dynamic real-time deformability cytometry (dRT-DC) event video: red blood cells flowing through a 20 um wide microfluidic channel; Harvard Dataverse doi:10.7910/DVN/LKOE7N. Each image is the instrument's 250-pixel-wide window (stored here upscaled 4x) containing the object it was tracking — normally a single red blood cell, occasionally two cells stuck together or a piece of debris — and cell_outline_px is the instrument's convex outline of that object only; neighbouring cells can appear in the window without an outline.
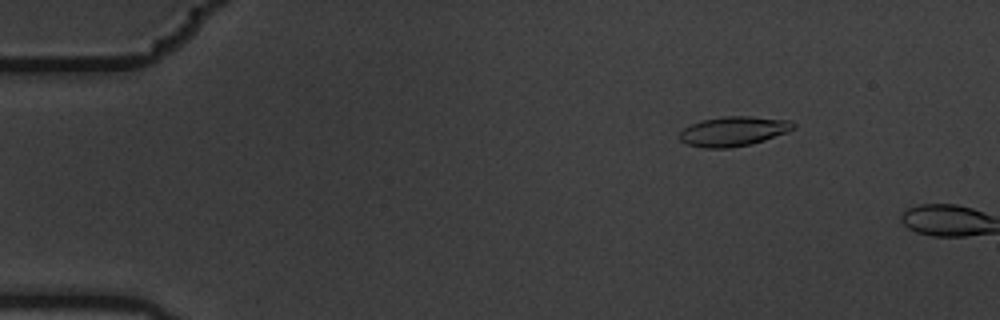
{"species": "common noctule bat (a hibernating species)", "species_latin": "Nyctalus noctula", "temperature_condition": "warm", "stored_images_in_passage": 4, "camera_frame_rate_fps": 3000, "um_per_image_px": 0.085, "animal": {"sex": "male", "body_mass_g": 19.5, "forearm_length_mm": 54.6}, "frame": {"image": 1, "passage_image": 3, "time_ms": 0.667, "image_size_px": [1000, 320], "cell_outline_px": [[796, 128], [788, 132], [752, 144], [728, 148], [704, 148], [688, 144], [680, 140], [680, 132], [684, 128], [700, 120], [724, 116], [748, 116], [792, 120], [796, 124]], "centroid_in_image_um": [62.39, 11.15], "position_along_channel_um": 22.6, "area_um2": 19.77}}